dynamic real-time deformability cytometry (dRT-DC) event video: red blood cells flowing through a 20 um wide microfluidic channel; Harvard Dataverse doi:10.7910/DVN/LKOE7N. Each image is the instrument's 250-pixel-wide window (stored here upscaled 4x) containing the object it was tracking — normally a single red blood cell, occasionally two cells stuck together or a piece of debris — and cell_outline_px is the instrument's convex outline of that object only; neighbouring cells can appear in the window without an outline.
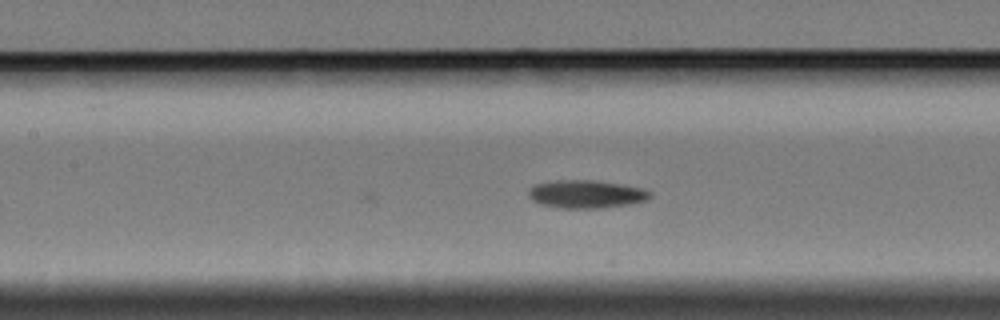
{"species": "Egyptian fruit bat (a non-hibernating species)", "species_latin": "Rousettus aegyptiacus", "temperature_condition": "cold", "stored_images_in_passage": 21, "camera_frame_rate_fps": 3000, "um_per_image_px": 0.085, "animal": {"sex": "female"}, "frame": {"image": 1, "passage_image": 21, "time_ms": 6.667, "image_size_px": [1000, 320], "cell_outline_px": [[652, 196], [648, 200], [632, 204], [604, 208], [560, 208], [540, 204], [532, 200], [528, 196], [528, 188], [536, 184], [556, 180], [596, 180], [644, 188], [652, 192]], "centroid_in_image_um": [49.86, 16.5], "position_along_channel_um": 157.5, "area_um2": 20.17}}